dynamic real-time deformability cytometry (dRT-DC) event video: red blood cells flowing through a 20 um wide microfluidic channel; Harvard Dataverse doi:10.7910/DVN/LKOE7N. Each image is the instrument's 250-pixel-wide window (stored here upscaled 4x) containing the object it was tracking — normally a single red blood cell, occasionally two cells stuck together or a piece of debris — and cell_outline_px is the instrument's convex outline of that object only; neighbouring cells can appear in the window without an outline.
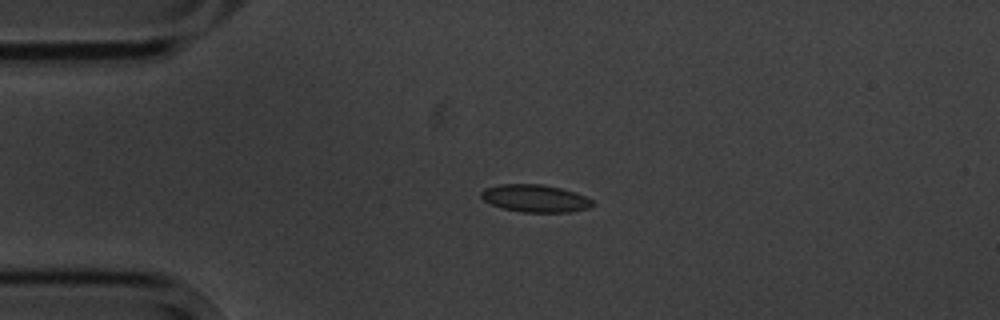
{"species": "common noctule bat (a hibernating species)", "species_latin": "Nyctalus noctula", "temperature_condition": "cold", "stored_images_in_passage": 4, "camera_frame_rate_fps": 3000, "um_per_image_px": 0.085, "animal": {"sex": "male", "body_mass_g": 20.1, "forearm_length_mm": 53.5}, "frame": {"image": 1, "passage_image": 3, "time_ms": 2.333, "image_size_px": [1000, 320], "cell_outline_px": [[596, 204], [592, 208], [572, 212], [524, 212], [504, 208], [492, 204], [484, 200], [480, 196], [480, 192], [484, 188], [500, 184], [544, 184], [576, 192], [592, 200]], "centroid_in_image_um": [45.54, 16.86], "position_along_channel_um": 39.5, "area_um2": 17.98}}